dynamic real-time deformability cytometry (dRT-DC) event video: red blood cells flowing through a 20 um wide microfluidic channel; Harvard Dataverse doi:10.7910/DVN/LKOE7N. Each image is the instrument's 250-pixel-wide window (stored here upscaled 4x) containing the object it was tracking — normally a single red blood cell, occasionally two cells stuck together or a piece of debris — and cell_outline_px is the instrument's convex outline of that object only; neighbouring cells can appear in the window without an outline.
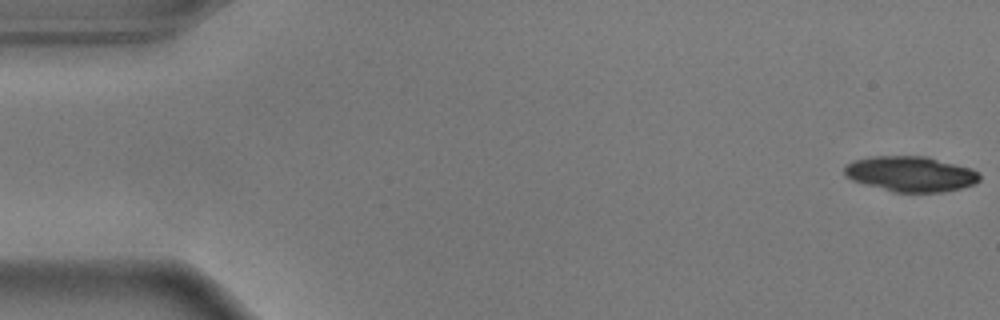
{"species": "common noctule bat (a hibernating species)", "species_latin": "Nyctalus noctula", "temperature_condition": "warm", "stored_images_in_passage": 25, "camera_frame_rate_fps": 3000, "um_per_image_px": 0.085, "animal": {"sex": "male", "body_mass_g": 17.9}, "frame": {"image": 1, "passage_image": 1, "time_ms": 0.0, "image_size_px": [1000, 320], "cell_outline_px": [[980, 180], [976, 184], [944, 192], [892, 192], [864, 184], [852, 180], [844, 176], [844, 164], [852, 160], [872, 156], [928, 156], [972, 168], [980, 172]], "centroid_in_image_um": [77.4, 14.78], "position_along_channel_um": 7.6, "area_um2": 28.32}}